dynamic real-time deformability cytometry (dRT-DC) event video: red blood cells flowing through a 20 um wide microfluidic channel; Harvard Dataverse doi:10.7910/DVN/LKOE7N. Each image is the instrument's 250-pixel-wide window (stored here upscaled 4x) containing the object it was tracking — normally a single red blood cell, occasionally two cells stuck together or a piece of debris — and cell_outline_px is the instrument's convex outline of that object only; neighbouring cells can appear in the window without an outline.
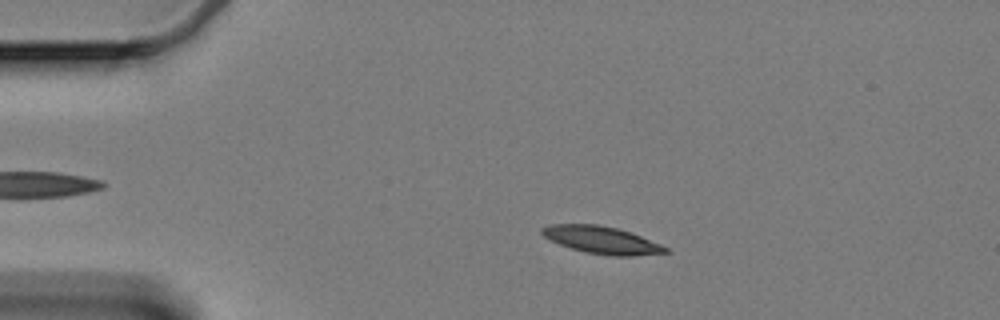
{"species": "Egyptian fruit bat (a non-hibernating species)", "species_latin": "Rousettus aegyptiacus", "temperature_condition": "cold", "stored_images_in_passage": 60, "camera_frame_rate_fps": 3000, "um_per_image_px": 0.085, "animal": {"sex": "female"}, "frame": {"image": 1, "passage_image": 12, "time_ms": 3.667, "image_size_px": [1000, 320], "cell_outline_px": [[668, 252], [632, 256], [612, 256], [584, 252], [560, 244], [544, 236], [540, 232], [540, 228], [548, 224], [596, 224], [616, 228], [640, 236], [660, 244], [668, 248]], "centroid_in_image_um": [51.1, 20.4], "position_along_channel_um": 33.9, "area_um2": 19.42}}
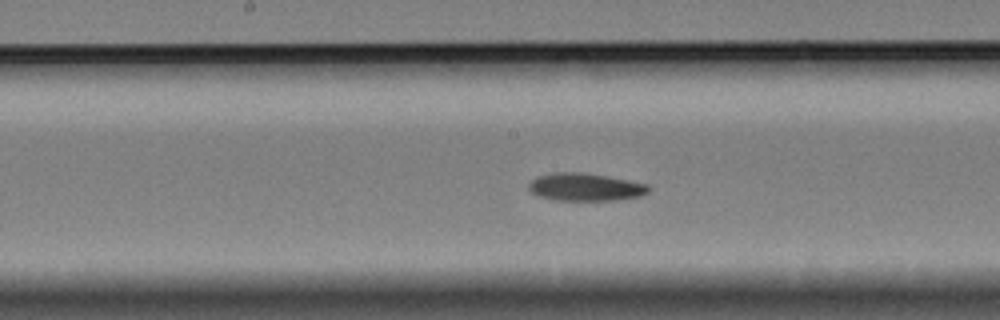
{"frame": {"image": 2, "passage_image": 31, "time_ms": 10.0, "image_size_px": [1000, 320], "cell_outline_px": [[652, 188], [648, 192], [640, 196], [616, 200], [552, 200], [540, 196], [532, 192], [528, 188], [528, 184], [532, 180], [540, 176], [556, 172], [580, 172], [628, 180], [648, 184]], "centroid_in_image_um": [49.77, 15.9], "position_along_channel_um": 198.4, "area_um2": 19.19}}
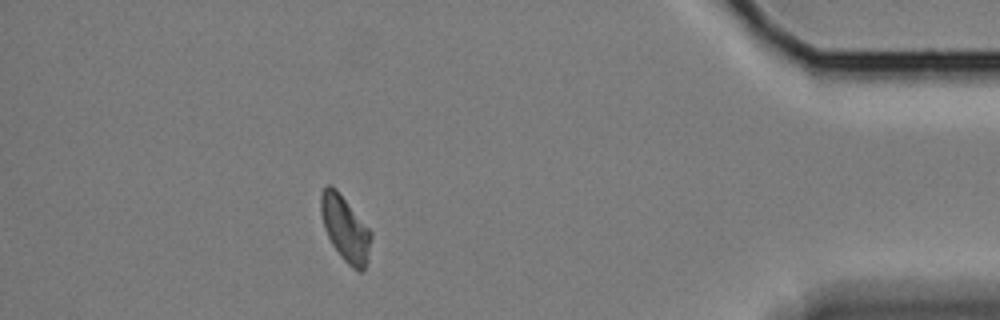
{"frame": {"image": 3, "passage_image": 54, "time_ms": 17.667, "image_size_px": [1000, 320], "cell_outline_px": [[372, 236], [368, 264], [360, 272], [356, 272], [340, 256], [332, 244], [324, 228], [320, 212], [320, 192], [328, 184], [332, 184], [336, 188], [372, 232]], "centroid_in_image_um": [29.35, 19.44], "position_along_channel_um": 405.9, "area_um2": 19.36}, "authors_computed_cell_mechanics": {"area_um2": 19.2185, "velocity_mm_per_s": 3.2907, "shape_relaxation_time_tau1_ms": 3.7675, "shape_relaxation_time_tau2_ms": null, "deformation_change_tau1": 0.1076, "deformation_change_tau2": null}}